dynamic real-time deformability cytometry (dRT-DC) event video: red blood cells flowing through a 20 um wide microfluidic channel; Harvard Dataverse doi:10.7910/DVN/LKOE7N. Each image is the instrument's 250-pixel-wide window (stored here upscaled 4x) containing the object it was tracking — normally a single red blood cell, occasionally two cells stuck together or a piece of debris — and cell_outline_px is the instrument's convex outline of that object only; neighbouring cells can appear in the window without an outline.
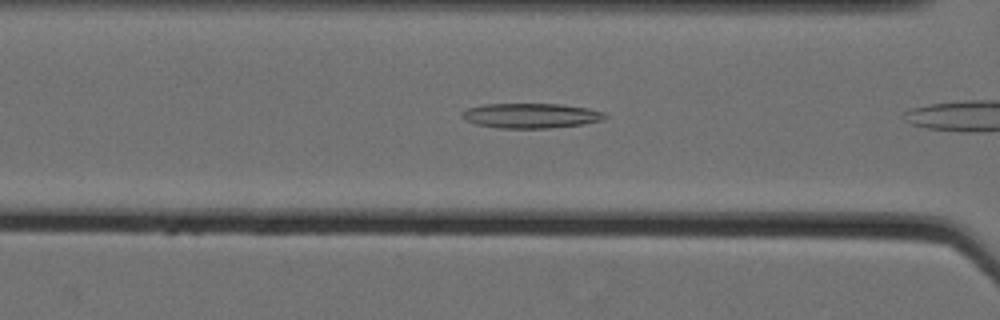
{"species": "Egyptian fruit bat (a non-hibernating species)", "species_latin": "Rousettus aegyptiacus", "temperature_condition": "cold", "stored_images_in_passage": 6, "camera_frame_rate_fps": 3000, "um_per_image_px": 0.085, "animal": {"sex": "female"}, "frame": {"image": 1, "passage_image": 5, "time_ms": 1.333, "image_size_px": [1000, 320], "cell_outline_px": [[608, 116], [604, 120], [584, 124], [548, 128], [500, 128], [476, 124], [464, 120], [460, 116], [460, 112], [468, 108], [484, 104], [560, 104], [588, 108], [604, 112]], "centroid_in_image_um": [45.12, 9.83], "position_along_channel_um": 121.5, "area_um2": 20.87}}